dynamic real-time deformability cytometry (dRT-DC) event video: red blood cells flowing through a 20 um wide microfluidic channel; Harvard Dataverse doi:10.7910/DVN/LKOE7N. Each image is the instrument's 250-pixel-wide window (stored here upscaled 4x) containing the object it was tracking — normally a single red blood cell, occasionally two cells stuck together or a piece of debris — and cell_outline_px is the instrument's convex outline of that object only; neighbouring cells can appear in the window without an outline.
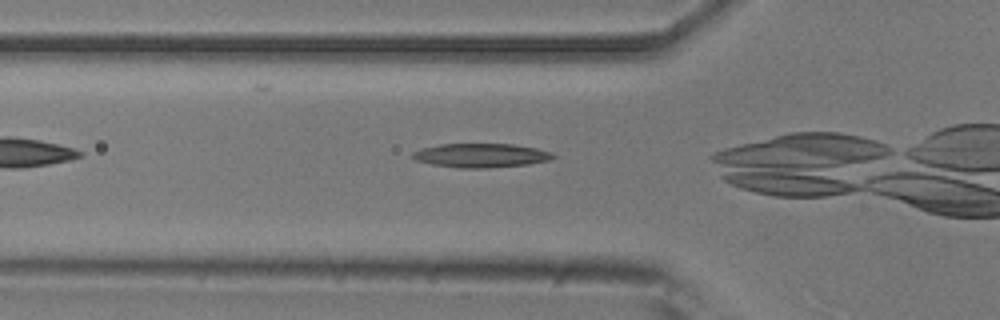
{"species": "common noctule bat (a hibernating species)", "species_latin": "Nyctalus noctula", "temperature_condition": "room temperature", "stored_images_in_passage": 9, "camera_frame_rate_fps": 3000, "um_per_image_px": 0.085, "animal": {"sex": "male", "body_mass_g": 20.5, "forearm_length_mm": 52.5}, "frame": {"image": 1, "passage_image": 2, "time_ms": 0.333, "image_size_px": [1000, 320], "cell_outline_px": [[556, 156], [548, 160], [528, 164], [488, 168], [460, 168], [432, 164], [416, 160], [412, 156], [412, 152], [420, 148], [440, 144], [512, 144], [536, 148], [552, 152]], "centroid_in_image_um": [40.87, 13.21], "position_along_channel_um": 84.9, "area_um2": 19.59}}